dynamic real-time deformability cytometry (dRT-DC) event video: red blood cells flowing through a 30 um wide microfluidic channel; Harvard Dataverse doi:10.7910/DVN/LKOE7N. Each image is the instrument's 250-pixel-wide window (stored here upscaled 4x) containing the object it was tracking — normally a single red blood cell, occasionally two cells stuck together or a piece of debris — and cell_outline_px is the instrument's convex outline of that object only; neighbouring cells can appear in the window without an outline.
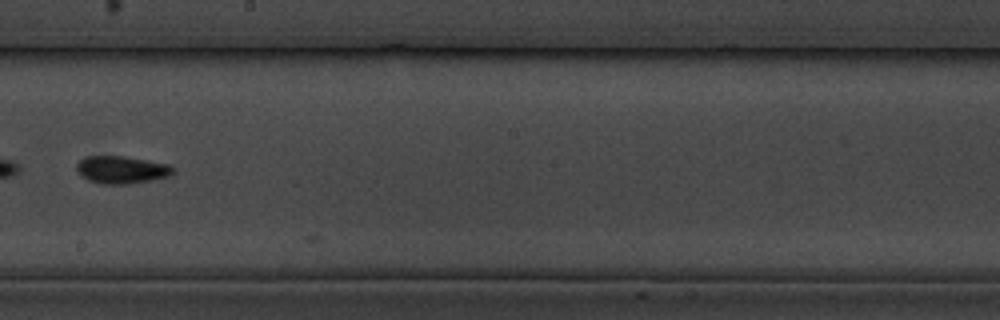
{"species": "common noctule bat (a hibernating species)", "species_latin": "Nyctalus noctula", "temperature_condition": "cold", "stored_images_in_passage": 13, "camera_frame_rate_fps": 3000, "um_per_image_px": 0.085, "animal": {"sex": "male", "body_mass_g": 19.5, "forearm_length_mm": 54.6}, "frame": {"image": 1, "passage_image": 7, "time_ms": 7.0, "image_size_px": [1000, 320], "cell_outline_px": [[176, 172], [168, 176], [152, 180], [128, 184], [100, 184], [88, 180], [80, 176], [76, 172], [76, 164], [84, 156], [124, 156], [168, 164]], "centroid_in_image_um": [10.28, 14.43], "position_along_channel_um": 237.9, "area_um2": 15.61}}
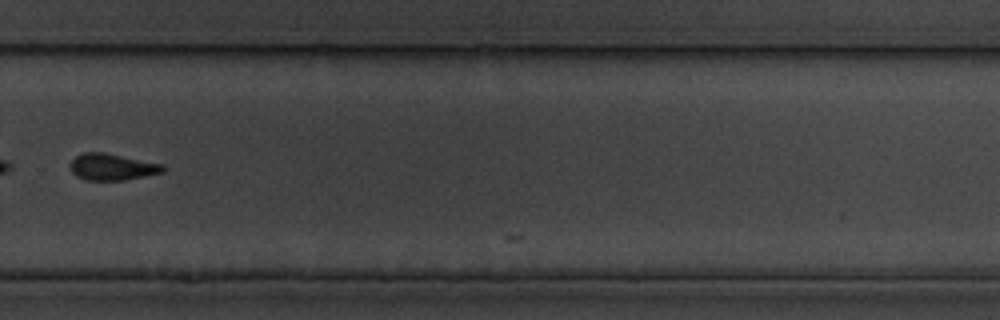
{"frame": {"image": 2, "passage_image": 9, "time_ms": 9.333, "image_size_px": [1000, 320], "cell_outline_px": [[164, 172], [124, 180], [84, 180], [76, 176], [72, 172], [68, 164], [76, 156], [84, 152], [104, 152], [164, 164]], "centroid_in_image_um": [9.51, 14.19], "position_along_channel_um": 320.3, "area_um2": 14.45}}